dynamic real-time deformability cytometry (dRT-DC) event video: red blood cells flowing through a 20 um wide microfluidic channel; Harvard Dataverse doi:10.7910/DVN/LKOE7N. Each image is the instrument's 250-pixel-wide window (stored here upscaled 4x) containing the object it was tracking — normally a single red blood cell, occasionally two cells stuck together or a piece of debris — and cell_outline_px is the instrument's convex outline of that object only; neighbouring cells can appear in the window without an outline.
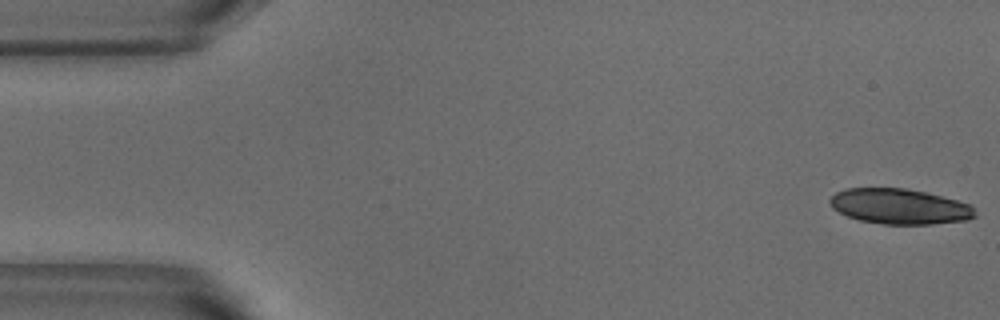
{"species": "common noctule bat (a hibernating species)", "species_latin": "Nyctalus noctula", "temperature_condition": "warm", "stored_images_in_passage": 53, "camera_frame_rate_fps": 3000, "um_per_image_px": 0.085, "animal": {"sex": "male", "body_mass_g": 18.8}, "frame": {"image": 1, "passage_image": 1, "time_ms": 0.0, "image_size_px": [1000, 320], "cell_outline_px": [[976, 216], [968, 220], [932, 224], [884, 224], [860, 220], [848, 216], [832, 208], [828, 200], [836, 192], [848, 188], [908, 188], [956, 200], [968, 204], [972, 208]], "centroid_in_image_um": [76.44, 17.54], "position_along_channel_um": 8.6, "area_um2": 29.65}}
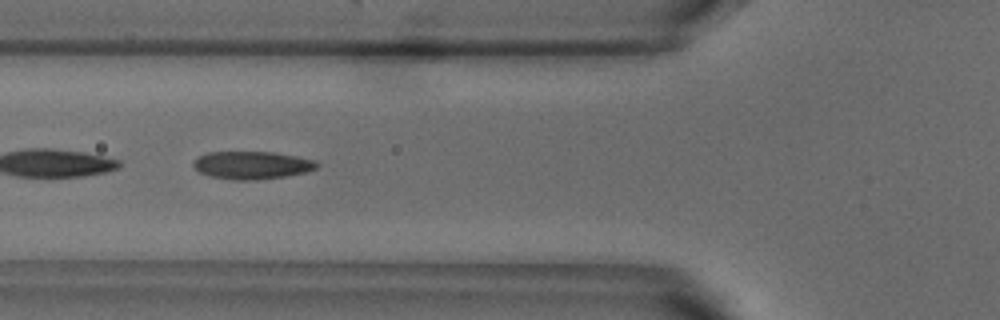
{"frame": {"image": 2, "passage_image": 19, "time_ms": 6.0, "image_size_px": [1000, 320], "cell_outline_px": [[320, 164], [316, 168], [308, 172], [284, 176], [252, 180], [232, 180], [208, 176], [200, 172], [192, 164], [192, 160], [208, 152], [272, 152], [296, 156], [316, 160]], "centroid_in_image_um": [21.42, 14.04], "position_along_channel_um": 104.4, "area_um2": 20.06}}
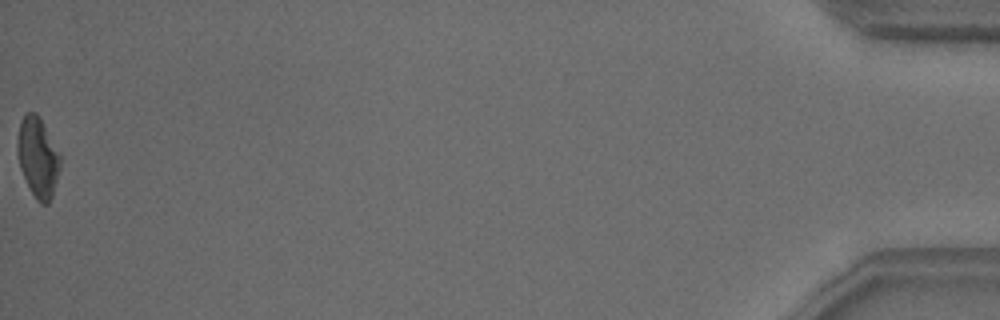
{"frame": {"image": 3, "passage_image": 53, "time_ms": 17.333, "image_size_px": [1000, 320], "cell_outline_px": [[60, 168], [52, 196], [48, 204], [40, 204], [36, 200], [20, 168], [16, 148], [16, 144], [20, 120], [28, 112], [36, 112], [40, 116], [60, 152]], "centroid_in_image_um": [3.22, 13.34], "position_along_channel_um": 432.0, "area_um2": 20.11}, "authors_computed_cell_mechanics": {"area_um2": 20.2878, "velocity_mm_per_s": 3.809, "shape_relaxation_time_tau1_ms": 5.2854, "shape_relaxation_time_tau2_ms": 1.2918, "deformation_change_tau1": 0.1549, "deformation_change_tau2": 0.0731}}